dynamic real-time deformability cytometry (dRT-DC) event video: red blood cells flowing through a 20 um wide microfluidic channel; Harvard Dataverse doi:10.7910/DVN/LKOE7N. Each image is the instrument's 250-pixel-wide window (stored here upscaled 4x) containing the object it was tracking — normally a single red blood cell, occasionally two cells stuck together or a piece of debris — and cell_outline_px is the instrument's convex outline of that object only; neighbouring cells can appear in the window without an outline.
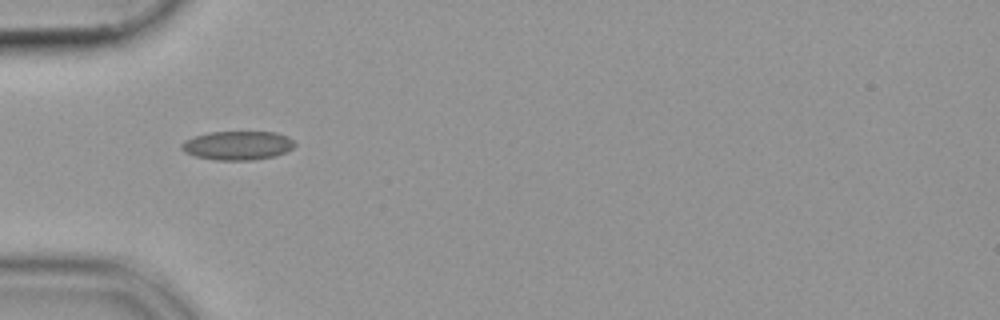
{"species": "common noctule bat (a hibernating species)", "species_latin": "Nyctalus noctula", "temperature_condition": "cold", "stored_images_in_passage": 4, "camera_frame_rate_fps": 3000, "um_per_image_px": 0.085, "animal": {"sex": "female", "body_mass_g": 19.9}, "frame": {"image": 1, "passage_image": 1, "time_ms": 0.0, "image_size_px": [1000, 320], "cell_outline_px": [[296, 144], [292, 148], [276, 156], [252, 160], [216, 160], [196, 156], [184, 152], [180, 148], [180, 144], [184, 140], [208, 132], [276, 132], [288, 136]], "centroid_in_image_um": [20.18, 12.36], "position_along_channel_um": 64.8, "area_um2": 19.07}}